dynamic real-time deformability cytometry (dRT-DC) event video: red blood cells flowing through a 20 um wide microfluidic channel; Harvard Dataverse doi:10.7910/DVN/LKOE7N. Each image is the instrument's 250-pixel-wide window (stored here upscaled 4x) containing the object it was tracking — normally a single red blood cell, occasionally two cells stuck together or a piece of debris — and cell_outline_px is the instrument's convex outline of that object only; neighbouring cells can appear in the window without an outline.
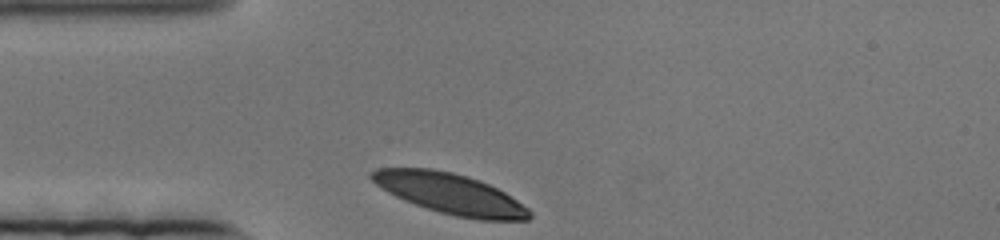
{"species": "human", "species_latin": "Homo sapiens", "temperature_condition": "cold", "stored_images_in_passage": 47, "camera_frame_rate_fps": 3000, "um_per_image_px": 0.085, "donor": {"sex": "female"}, "frame": {"image": 1, "passage_image": 1, "time_ms": 0.0, "image_size_px": [1000, 240], "cell_outline_px": [[532, 216], [528, 220], [480, 220], [456, 216], [440, 212], [404, 200], [388, 192], [376, 184], [368, 176], [368, 172], [376, 168], [432, 168], [452, 172], [480, 180], [504, 192], [528, 208], [532, 212]], "centroid_in_image_um": [38.25, 16.45], "position_along_channel_um": 46.7, "area_um2": 37.11}}
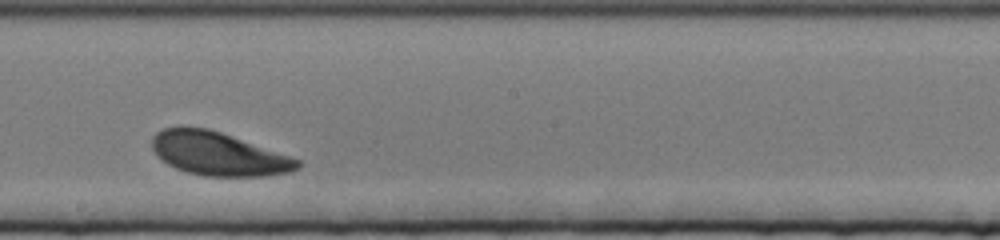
{"frame": {"image": 2, "passage_image": 27, "time_ms": 8.667, "image_size_px": [1000, 240], "cell_outline_px": [[300, 168], [288, 172], [264, 176], [204, 176], [188, 172], [176, 168], [168, 164], [156, 156], [152, 148], [152, 136], [156, 132], [164, 128], [208, 128], [220, 132], [300, 160]], "centroid_in_image_um": [18.52, 13.09], "position_along_channel_um": 229.7, "area_um2": 36.18}}
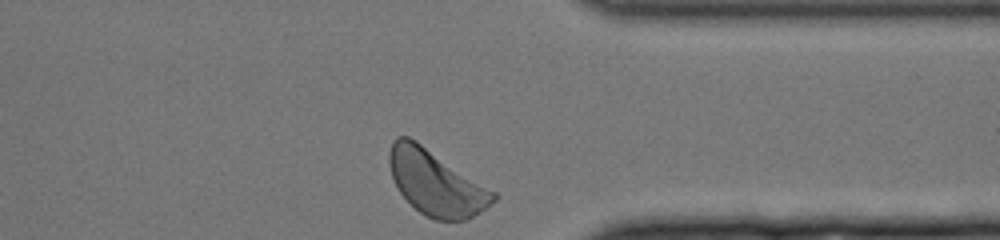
{"frame": {"image": 3, "passage_image": 47, "time_ms": 15.333, "image_size_px": [1000, 240], "cell_outline_px": [[500, 196], [492, 204], [468, 220], [436, 220], [420, 212], [400, 192], [392, 176], [388, 164], [388, 152], [392, 140], [396, 136], [408, 136], [416, 140], [496, 192]], "centroid_in_image_um": [37.07, 15.52], "position_along_channel_um": 374.3, "area_um2": 39.36}}